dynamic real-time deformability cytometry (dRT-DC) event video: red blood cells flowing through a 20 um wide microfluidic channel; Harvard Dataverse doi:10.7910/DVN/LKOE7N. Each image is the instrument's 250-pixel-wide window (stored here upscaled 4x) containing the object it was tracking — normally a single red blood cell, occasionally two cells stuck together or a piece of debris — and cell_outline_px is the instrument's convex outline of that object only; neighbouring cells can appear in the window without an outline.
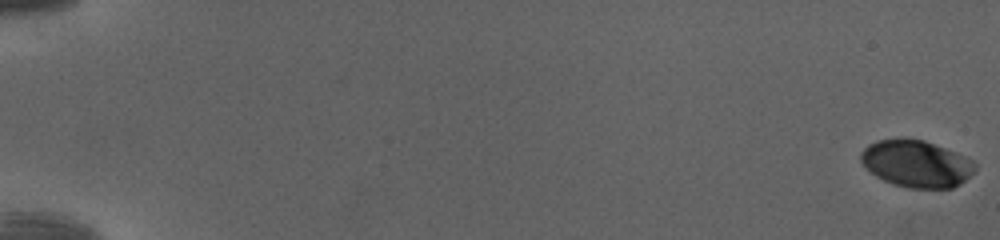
{"species": "human", "species_latin": "Homo sapiens", "temperature_condition": "cold", "stored_images_in_passage": 54, "camera_frame_rate_fps": 3000, "um_per_image_px": 0.085, "donor": {"sex": "female"}, "frame": {"image": 1, "passage_image": 1, "time_ms": 0.0, "image_size_px": [1000, 240], "cell_outline_px": [[976, 168], [960, 184], [952, 188], [908, 188], [892, 184], [876, 176], [860, 160], [860, 152], [868, 144], [876, 140], [924, 140], [956, 152], [972, 160], [976, 164]], "centroid_in_image_um": [77.89, 13.93], "position_along_channel_um": 7.1, "area_um2": 30.81}}
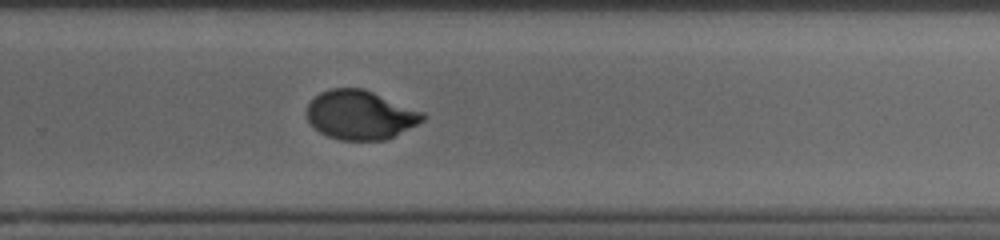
{"frame": {"image": 2, "passage_image": 38, "time_ms": 12.333, "image_size_px": [1000, 240], "cell_outline_px": [[428, 116], [424, 120], [384, 140], [340, 140], [328, 136], [320, 132], [308, 120], [304, 112], [308, 104], [320, 92], [332, 88], [364, 88], [424, 112]], "centroid_in_image_um": [30.61, 9.75], "position_along_channel_um": 299.2, "area_um2": 33.06}}
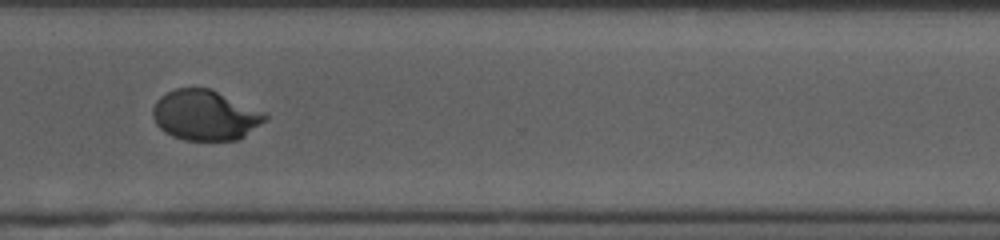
{"frame": {"image": 3, "passage_image": 42, "time_ms": 13.667, "image_size_px": [1000, 240], "cell_outline_px": [[268, 116], [260, 124], [240, 140], [184, 140], [172, 136], [164, 132], [156, 124], [152, 116], [152, 108], [156, 100], [160, 96], [176, 88], [212, 88], [268, 112]], "centroid_in_image_um": [17.46, 9.78], "position_along_channel_um": 353.1, "area_um2": 33.41}, "authors_computed_cell_mechanics": {"area_um2": 33.0616, "velocity_mm_per_s": 4.0399, "shape_relaxation_time_tau1_ms": 3.6811, "shape_relaxation_time_tau2_ms": 0.9496, "deformation_change_tau1": 0.165, "deformation_change_tau2": 0.034}}